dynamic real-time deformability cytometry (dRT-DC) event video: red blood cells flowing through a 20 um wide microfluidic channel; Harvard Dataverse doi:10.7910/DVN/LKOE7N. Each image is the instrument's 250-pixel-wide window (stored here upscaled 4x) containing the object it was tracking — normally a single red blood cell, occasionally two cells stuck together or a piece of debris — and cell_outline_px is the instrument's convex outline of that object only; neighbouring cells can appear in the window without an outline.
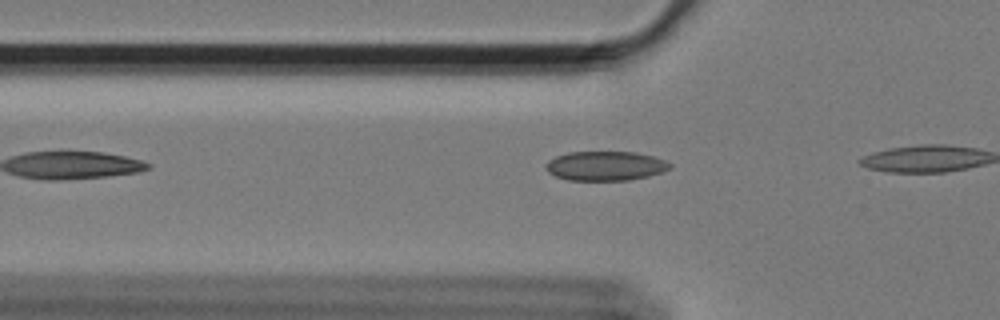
{"species": "Egyptian fruit bat (a non-hibernating species)", "species_latin": "Rousettus aegyptiacus", "temperature_condition": "cold", "stored_images_in_passage": 5, "camera_frame_rate_fps": 3000, "um_per_image_px": 0.085, "animal": {"sex": "female"}, "frame": {"image": 1, "passage_image": 2, "time_ms": 0.333, "image_size_px": [1000, 320], "cell_outline_px": [[672, 168], [648, 176], [628, 180], [568, 180], [556, 176], [548, 172], [548, 160], [556, 156], [568, 152], [636, 152], [652, 156], [664, 160], [672, 164]], "centroid_in_image_um": [51.48, 14.1], "position_along_channel_um": 74.3, "area_um2": 21.04}}